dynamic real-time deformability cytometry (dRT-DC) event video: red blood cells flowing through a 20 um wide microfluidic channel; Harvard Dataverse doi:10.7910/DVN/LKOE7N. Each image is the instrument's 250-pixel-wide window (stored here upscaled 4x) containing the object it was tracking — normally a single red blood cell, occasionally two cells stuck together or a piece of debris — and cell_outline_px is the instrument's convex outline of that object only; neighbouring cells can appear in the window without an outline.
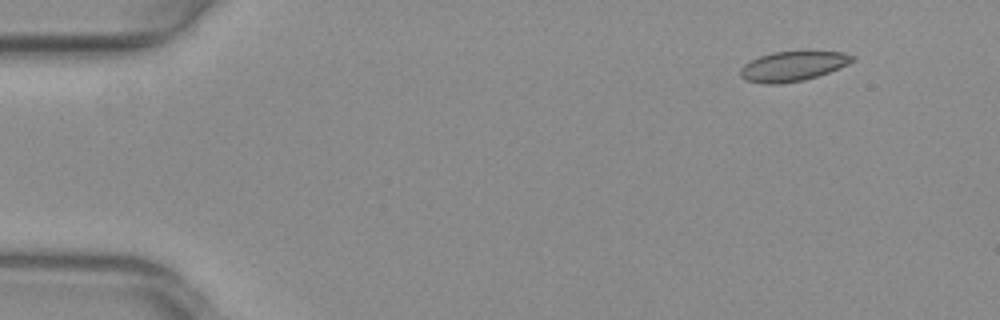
{"species": "common noctule bat (a hibernating species)", "species_latin": "Nyctalus noctula", "temperature_condition": "warm", "stored_images_in_passage": 38, "camera_frame_rate_fps": 3000, "um_per_image_px": 0.085, "animal": {"sex": "female", "body_mass_g": 29.2, "forearm_length_mm": 56.3}, "frame": {"image": 1, "passage_image": 1, "time_ms": 0.0, "image_size_px": [1000, 320], "cell_outline_px": [[856, 60], [840, 68], [804, 80], [776, 84], [764, 84], [744, 80], [740, 76], [740, 68], [744, 64], [760, 56], [772, 52], [804, 48], [808, 48], [844, 52], [856, 56]], "centroid_in_image_um": [67.45, 5.56], "position_along_channel_um": 17.5, "area_um2": 20.46}}
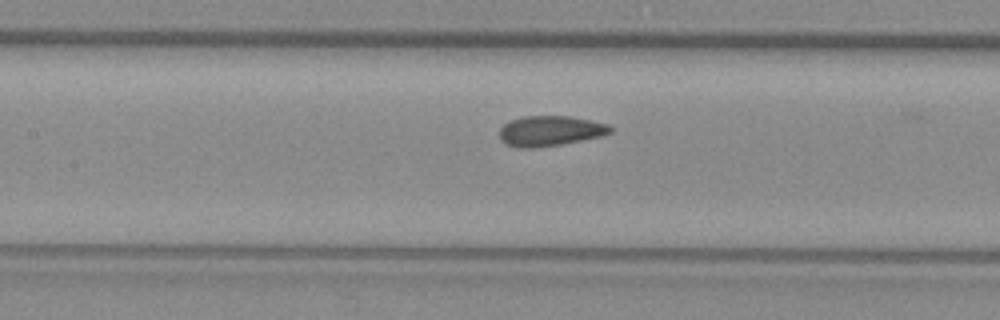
{"frame": {"image": 2, "passage_image": 20, "time_ms": 6.333, "image_size_px": [1000, 320], "cell_outline_px": [[612, 132], [600, 136], [560, 144], [532, 148], [520, 148], [508, 144], [500, 140], [500, 128], [508, 120], [524, 116], [568, 116], [592, 120], [608, 124], [612, 128]], "centroid_in_image_um": [46.74, 11.11], "position_along_channel_um": 160.7, "area_um2": 19.42}}
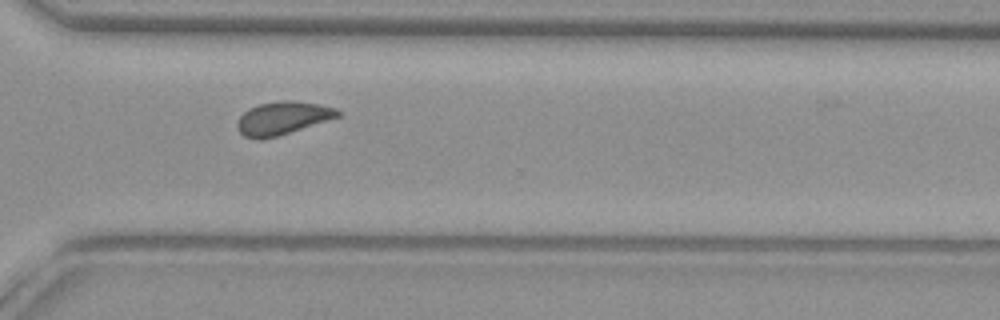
{"frame": {"image": 3, "passage_image": 34, "time_ms": 11.0, "image_size_px": [1000, 320], "cell_outline_px": [[340, 116], [328, 120], [276, 136], [260, 140], [256, 140], [244, 136], [236, 128], [236, 124], [240, 116], [248, 108], [260, 104], [284, 100], [288, 100], [320, 104], [336, 108], [340, 112]], "centroid_in_image_um": [23.99, 10.04], "position_along_channel_um": 346.6, "area_um2": 19.19}}